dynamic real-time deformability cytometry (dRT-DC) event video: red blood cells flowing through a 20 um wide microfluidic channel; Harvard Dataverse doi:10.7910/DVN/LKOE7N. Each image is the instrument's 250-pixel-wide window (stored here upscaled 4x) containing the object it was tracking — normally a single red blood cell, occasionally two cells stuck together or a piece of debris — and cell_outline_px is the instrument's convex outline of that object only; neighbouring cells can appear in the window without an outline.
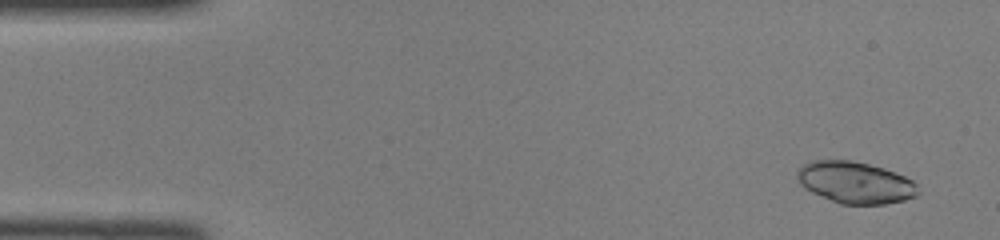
{"species": "common noctule bat (a hibernating species)", "species_latin": "Nyctalus noctula", "temperature_condition": "room temperature", "stored_images_in_passage": 45, "camera_frame_rate_fps": 3000, "um_per_image_px": 0.085, "animal": {"sex": "female", "body_mass_g": 22.0, "forearm_length_mm": 56.7}, "frame": {"image": 1, "passage_image": 2, "time_ms": 0.333, "image_size_px": [1000, 240], "cell_outline_px": [[920, 192], [916, 196], [904, 200], [884, 204], [840, 204], [812, 192], [804, 188], [796, 180], [796, 172], [804, 164], [812, 160], [852, 160], [884, 168], [904, 176], [912, 180], [916, 184]], "centroid_in_image_um": [72.68, 15.51], "position_along_channel_um": 12.3, "area_um2": 29.42}}